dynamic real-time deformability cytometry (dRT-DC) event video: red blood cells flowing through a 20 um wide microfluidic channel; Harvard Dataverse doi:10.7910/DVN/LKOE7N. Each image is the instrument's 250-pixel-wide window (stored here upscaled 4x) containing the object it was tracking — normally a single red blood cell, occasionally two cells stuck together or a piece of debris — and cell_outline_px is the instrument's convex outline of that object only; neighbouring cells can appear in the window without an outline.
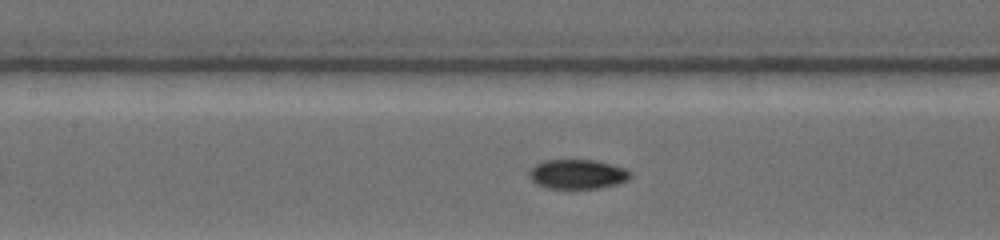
{"species": "common noctule bat (a hibernating species)", "species_latin": "Nyctalus noctula", "temperature_condition": "warm", "stored_images_in_passage": 7, "camera_frame_rate_fps": 4500, "um_per_image_px": 0.085, "animal": {"sex": "female", "body_mass_g": 19.0, "forearm_length_mm": 53.3}, "frame": {"image": 1, "passage_image": 7, "time_ms": 5.333, "image_size_px": [1000, 240], "cell_outline_px": [[632, 176], [628, 180], [620, 184], [600, 188], [548, 188], [536, 184], [528, 176], [528, 172], [536, 164], [544, 160], [596, 160], [612, 164], [624, 168], [632, 172]], "centroid_in_image_um": [49.12, 14.8], "position_along_channel_um": 158.3, "area_um2": 17.57}}